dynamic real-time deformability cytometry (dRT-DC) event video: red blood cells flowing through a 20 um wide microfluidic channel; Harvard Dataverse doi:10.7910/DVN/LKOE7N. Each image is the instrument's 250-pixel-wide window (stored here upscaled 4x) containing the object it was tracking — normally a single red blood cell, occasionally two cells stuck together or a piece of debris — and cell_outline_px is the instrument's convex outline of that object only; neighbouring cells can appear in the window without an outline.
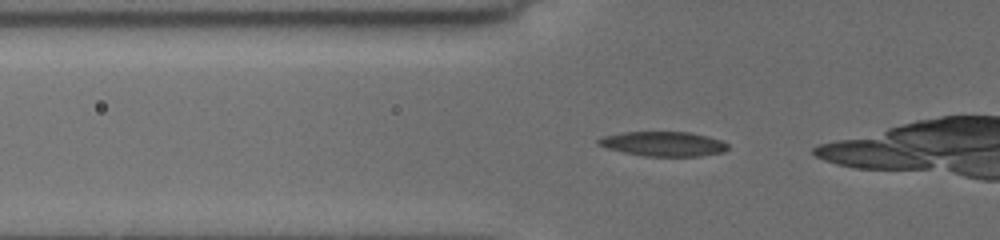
{"species": "common noctule bat (a hibernating species)", "species_latin": "Nyctalus noctula", "temperature_condition": "cold", "stored_images_in_passage": 19, "camera_frame_rate_fps": 3000, "um_per_image_px": 0.085, "animal": {"sex": "female", "body_mass_g": 19.5, "forearm_length_mm": 54.1}, "frame": {"image": 1, "passage_image": 10, "time_ms": 1.333, "image_size_px": [1000, 240], "cell_outline_px": [[728, 148], [724, 152], [700, 156], [644, 156], [624, 152], [608, 148], [596, 144], [596, 140], [604, 136], [624, 132], [688, 132], [720, 140], [728, 144]], "centroid_in_image_um": [56.37, 12.23], "position_along_channel_um": 69.4, "area_um2": 18.38}}
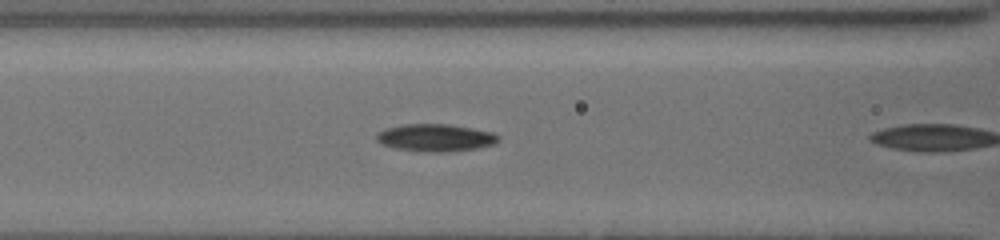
{"frame": {"image": 2, "passage_image": 18, "time_ms": 3.0, "image_size_px": [1000, 240], "cell_outline_px": [[500, 136], [492, 144], [476, 148], [448, 152], [416, 152], [396, 148], [380, 144], [376, 140], [376, 132], [384, 128], [400, 124], [448, 124], [472, 128], [492, 132]], "centroid_in_image_um": [36.92, 11.7], "position_along_channel_um": 129.7, "area_um2": 19.65}}